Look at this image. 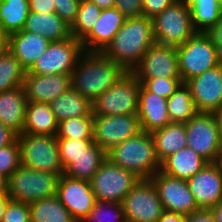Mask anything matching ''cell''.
<instances>
[{"label":"cell","instance_id":"obj_1","mask_svg":"<svg viewBox=\"0 0 222 222\" xmlns=\"http://www.w3.org/2000/svg\"><path fill=\"white\" fill-rule=\"evenodd\" d=\"M127 72L103 52L84 51L71 74V87L92 103Z\"/></svg>","mask_w":222,"mask_h":222},{"label":"cell","instance_id":"obj_2","mask_svg":"<svg viewBox=\"0 0 222 222\" xmlns=\"http://www.w3.org/2000/svg\"><path fill=\"white\" fill-rule=\"evenodd\" d=\"M155 43L152 18L146 16L126 18L103 53L114 63L132 72Z\"/></svg>","mask_w":222,"mask_h":222},{"label":"cell","instance_id":"obj_3","mask_svg":"<svg viewBox=\"0 0 222 222\" xmlns=\"http://www.w3.org/2000/svg\"><path fill=\"white\" fill-rule=\"evenodd\" d=\"M115 165L134 172L141 179H150L161 169L151 133L142 131L124 140L106 153Z\"/></svg>","mask_w":222,"mask_h":222},{"label":"cell","instance_id":"obj_4","mask_svg":"<svg viewBox=\"0 0 222 222\" xmlns=\"http://www.w3.org/2000/svg\"><path fill=\"white\" fill-rule=\"evenodd\" d=\"M60 175L18 167L7 178L6 195L10 200L30 204L57 194Z\"/></svg>","mask_w":222,"mask_h":222},{"label":"cell","instance_id":"obj_5","mask_svg":"<svg viewBox=\"0 0 222 222\" xmlns=\"http://www.w3.org/2000/svg\"><path fill=\"white\" fill-rule=\"evenodd\" d=\"M153 34L157 44L179 46L196 31L192 25L191 12L186 0H176L152 18Z\"/></svg>","mask_w":222,"mask_h":222},{"label":"cell","instance_id":"obj_6","mask_svg":"<svg viewBox=\"0 0 222 222\" xmlns=\"http://www.w3.org/2000/svg\"><path fill=\"white\" fill-rule=\"evenodd\" d=\"M176 50L183 83L222 62L211 39L204 32H196L184 44L177 46Z\"/></svg>","mask_w":222,"mask_h":222},{"label":"cell","instance_id":"obj_7","mask_svg":"<svg viewBox=\"0 0 222 222\" xmlns=\"http://www.w3.org/2000/svg\"><path fill=\"white\" fill-rule=\"evenodd\" d=\"M17 141L22 166L60 176L64 174L56 136L23 133L17 136Z\"/></svg>","mask_w":222,"mask_h":222},{"label":"cell","instance_id":"obj_8","mask_svg":"<svg viewBox=\"0 0 222 222\" xmlns=\"http://www.w3.org/2000/svg\"><path fill=\"white\" fill-rule=\"evenodd\" d=\"M140 82L127 72L112 87L92 102L93 115H127L138 113Z\"/></svg>","mask_w":222,"mask_h":222},{"label":"cell","instance_id":"obj_9","mask_svg":"<svg viewBox=\"0 0 222 222\" xmlns=\"http://www.w3.org/2000/svg\"><path fill=\"white\" fill-rule=\"evenodd\" d=\"M140 180L134 172L123 169L106 158L90 182L97 201L122 203Z\"/></svg>","mask_w":222,"mask_h":222},{"label":"cell","instance_id":"obj_10","mask_svg":"<svg viewBox=\"0 0 222 222\" xmlns=\"http://www.w3.org/2000/svg\"><path fill=\"white\" fill-rule=\"evenodd\" d=\"M83 52L81 41L73 36L50 42L29 72L37 75L72 74Z\"/></svg>","mask_w":222,"mask_h":222},{"label":"cell","instance_id":"obj_11","mask_svg":"<svg viewBox=\"0 0 222 222\" xmlns=\"http://www.w3.org/2000/svg\"><path fill=\"white\" fill-rule=\"evenodd\" d=\"M137 113L93 115V143L106 153L124 140L142 132Z\"/></svg>","mask_w":222,"mask_h":222},{"label":"cell","instance_id":"obj_12","mask_svg":"<svg viewBox=\"0 0 222 222\" xmlns=\"http://www.w3.org/2000/svg\"><path fill=\"white\" fill-rule=\"evenodd\" d=\"M125 222H157L164 208L151 179H141L124 197Z\"/></svg>","mask_w":222,"mask_h":222},{"label":"cell","instance_id":"obj_13","mask_svg":"<svg viewBox=\"0 0 222 222\" xmlns=\"http://www.w3.org/2000/svg\"><path fill=\"white\" fill-rule=\"evenodd\" d=\"M187 147L192 148L208 163L222 147L217 120L213 113L198 112L185 123Z\"/></svg>","mask_w":222,"mask_h":222},{"label":"cell","instance_id":"obj_14","mask_svg":"<svg viewBox=\"0 0 222 222\" xmlns=\"http://www.w3.org/2000/svg\"><path fill=\"white\" fill-rule=\"evenodd\" d=\"M150 179L157 189L164 210L188 215L200 209L187 180L169 176L160 170Z\"/></svg>","mask_w":222,"mask_h":222},{"label":"cell","instance_id":"obj_15","mask_svg":"<svg viewBox=\"0 0 222 222\" xmlns=\"http://www.w3.org/2000/svg\"><path fill=\"white\" fill-rule=\"evenodd\" d=\"M56 196L77 222L87 217L97 201L90 181L73 179L64 174L59 178Z\"/></svg>","mask_w":222,"mask_h":222},{"label":"cell","instance_id":"obj_16","mask_svg":"<svg viewBox=\"0 0 222 222\" xmlns=\"http://www.w3.org/2000/svg\"><path fill=\"white\" fill-rule=\"evenodd\" d=\"M197 112L214 113L222 107V62L185 83Z\"/></svg>","mask_w":222,"mask_h":222},{"label":"cell","instance_id":"obj_17","mask_svg":"<svg viewBox=\"0 0 222 222\" xmlns=\"http://www.w3.org/2000/svg\"><path fill=\"white\" fill-rule=\"evenodd\" d=\"M132 73L137 78H180L176 47L155 43Z\"/></svg>","mask_w":222,"mask_h":222},{"label":"cell","instance_id":"obj_18","mask_svg":"<svg viewBox=\"0 0 222 222\" xmlns=\"http://www.w3.org/2000/svg\"><path fill=\"white\" fill-rule=\"evenodd\" d=\"M23 87L28 102L50 103L71 88V74L37 75L26 71Z\"/></svg>","mask_w":222,"mask_h":222},{"label":"cell","instance_id":"obj_19","mask_svg":"<svg viewBox=\"0 0 222 222\" xmlns=\"http://www.w3.org/2000/svg\"><path fill=\"white\" fill-rule=\"evenodd\" d=\"M187 182L200 209H211L222 201V175L212 163H207Z\"/></svg>","mask_w":222,"mask_h":222},{"label":"cell","instance_id":"obj_20","mask_svg":"<svg viewBox=\"0 0 222 222\" xmlns=\"http://www.w3.org/2000/svg\"><path fill=\"white\" fill-rule=\"evenodd\" d=\"M126 17L117 9H102L91 32L81 41L84 51L103 52L124 24Z\"/></svg>","mask_w":222,"mask_h":222},{"label":"cell","instance_id":"obj_21","mask_svg":"<svg viewBox=\"0 0 222 222\" xmlns=\"http://www.w3.org/2000/svg\"><path fill=\"white\" fill-rule=\"evenodd\" d=\"M138 118L143 131L153 133L169 124L167 99L148 91L141 83L139 90Z\"/></svg>","mask_w":222,"mask_h":222},{"label":"cell","instance_id":"obj_22","mask_svg":"<svg viewBox=\"0 0 222 222\" xmlns=\"http://www.w3.org/2000/svg\"><path fill=\"white\" fill-rule=\"evenodd\" d=\"M49 44L48 39L23 29L9 35L8 49L19 60L21 67L29 71Z\"/></svg>","mask_w":222,"mask_h":222},{"label":"cell","instance_id":"obj_23","mask_svg":"<svg viewBox=\"0 0 222 222\" xmlns=\"http://www.w3.org/2000/svg\"><path fill=\"white\" fill-rule=\"evenodd\" d=\"M27 103L23 86L0 92V121L17 136L23 134Z\"/></svg>","mask_w":222,"mask_h":222},{"label":"cell","instance_id":"obj_24","mask_svg":"<svg viewBox=\"0 0 222 222\" xmlns=\"http://www.w3.org/2000/svg\"><path fill=\"white\" fill-rule=\"evenodd\" d=\"M24 30L36 33L50 42L62 41L72 36L70 26L55 12H30L26 19Z\"/></svg>","mask_w":222,"mask_h":222},{"label":"cell","instance_id":"obj_25","mask_svg":"<svg viewBox=\"0 0 222 222\" xmlns=\"http://www.w3.org/2000/svg\"><path fill=\"white\" fill-rule=\"evenodd\" d=\"M208 162L192 148L185 147L169 155L161 162L160 171L183 180H188Z\"/></svg>","mask_w":222,"mask_h":222},{"label":"cell","instance_id":"obj_26","mask_svg":"<svg viewBox=\"0 0 222 222\" xmlns=\"http://www.w3.org/2000/svg\"><path fill=\"white\" fill-rule=\"evenodd\" d=\"M57 131L58 121L50 109L49 103H27L23 133L56 136Z\"/></svg>","mask_w":222,"mask_h":222},{"label":"cell","instance_id":"obj_27","mask_svg":"<svg viewBox=\"0 0 222 222\" xmlns=\"http://www.w3.org/2000/svg\"><path fill=\"white\" fill-rule=\"evenodd\" d=\"M58 122L80 116H93L92 103L72 87L49 103Z\"/></svg>","mask_w":222,"mask_h":222},{"label":"cell","instance_id":"obj_28","mask_svg":"<svg viewBox=\"0 0 222 222\" xmlns=\"http://www.w3.org/2000/svg\"><path fill=\"white\" fill-rule=\"evenodd\" d=\"M151 135L160 162L169 155L187 147L185 123L170 122L162 129L151 133Z\"/></svg>","mask_w":222,"mask_h":222},{"label":"cell","instance_id":"obj_29","mask_svg":"<svg viewBox=\"0 0 222 222\" xmlns=\"http://www.w3.org/2000/svg\"><path fill=\"white\" fill-rule=\"evenodd\" d=\"M106 158V152L93 143L84 154L73 159V162L64 169V175L73 179L91 181Z\"/></svg>","mask_w":222,"mask_h":222},{"label":"cell","instance_id":"obj_30","mask_svg":"<svg viewBox=\"0 0 222 222\" xmlns=\"http://www.w3.org/2000/svg\"><path fill=\"white\" fill-rule=\"evenodd\" d=\"M31 222H77L55 195L29 204Z\"/></svg>","mask_w":222,"mask_h":222},{"label":"cell","instance_id":"obj_31","mask_svg":"<svg viewBox=\"0 0 222 222\" xmlns=\"http://www.w3.org/2000/svg\"><path fill=\"white\" fill-rule=\"evenodd\" d=\"M29 13V0H2L0 2L1 30L8 36L23 30Z\"/></svg>","mask_w":222,"mask_h":222},{"label":"cell","instance_id":"obj_32","mask_svg":"<svg viewBox=\"0 0 222 222\" xmlns=\"http://www.w3.org/2000/svg\"><path fill=\"white\" fill-rule=\"evenodd\" d=\"M196 32H207L222 16L220 0H186Z\"/></svg>","mask_w":222,"mask_h":222},{"label":"cell","instance_id":"obj_33","mask_svg":"<svg viewBox=\"0 0 222 222\" xmlns=\"http://www.w3.org/2000/svg\"><path fill=\"white\" fill-rule=\"evenodd\" d=\"M167 110L170 121L177 123H186L198 113L190 88L185 83H182L167 99Z\"/></svg>","mask_w":222,"mask_h":222},{"label":"cell","instance_id":"obj_34","mask_svg":"<svg viewBox=\"0 0 222 222\" xmlns=\"http://www.w3.org/2000/svg\"><path fill=\"white\" fill-rule=\"evenodd\" d=\"M25 72L19 60L7 49L0 55V92L23 86Z\"/></svg>","mask_w":222,"mask_h":222},{"label":"cell","instance_id":"obj_35","mask_svg":"<svg viewBox=\"0 0 222 222\" xmlns=\"http://www.w3.org/2000/svg\"><path fill=\"white\" fill-rule=\"evenodd\" d=\"M102 9L88 0H81L78 13L73 25L70 27L71 35L82 41L93 29Z\"/></svg>","mask_w":222,"mask_h":222},{"label":"cell","instance_id":"obj_36","mask_svg":"<svg viewBox=\"0 0 222 222\" xmlns=\"http://www.w3.org/2000/svg\"><path fill=\"white\" fill-rule=\"evenodd\" d=\"M56 138L93 139V116L73 117L58 122Z\"/></svg>","mask_w":222,"mask_h":222},{"label":"cell","instance_id":"obj_37","mask_svg":"<svg viewBox=\"0 0 222 222\" xmlns=\"http://www.w3.org/2000/svg\"><path fill=\"white\" fill-rule=\"evenodd\" d=\"M82 222H125L123 204L96 201L95 206Z\"/></svg>","mask_w":222,"mask_h":222},{"label":"cell","instance_id":"obj_38","mask_svg":"<svg viewBox=\"0 0 222 222\" xmlns=\"http://www.w3.org/2000/svg\"><path fill=\"white\" fill-rule=\"evenodd\" d=\"M59 154L63 168L65 169L73 159L84 154L87 148L93 144V139L72 140L67 138H57Z\"/></svg>","mask_w":222,"mask_h":222},{"label":"cell","instance_id":"obj_39","mask_svg":"<svg viewBox=\"0 0 222 222\" xmlns=\"http://www.w3.org/2000/svg\"><path fill=\"white\" fill-rule=\"evenodd\" d=\"M148 90L160 97L168 99L176 89L183 83L181 78H137Z\"/></svg>","mask_w":222,"mask_h":222},{"label":"cell","instance_id":"obj_40","mask_svg":"<svg viewBox=\"0 0 222 222\" xmlns=\"http://www.w3.org/2000/svg\"><path fill=\"white\" fill-rule=\"evenodd\" d=\"M20 166V147L17 139L12 144L0 147V173L8 178Z\"/></svg>","mask_w":222,"mask_h":222},{"label":"cell","instance_id":"obj_41","mask_svg":"<svg viewBox=\"0 0 222 222\" xmlns=\"http://www.w3.org/2000/svg\"><path fill=\"white\" fill-rule=\"evenodd\" d=\"M1 222H31L29 204L9 200Z\"/></svg>","mask_w":222,"mask_h":222},{"label":"cell","instance_id":"obj_42","mask_svg":"<svg viewBox=\"0 0 222 222\" xmlns=\"http://www.w3.org/2000/svg\"><path fill=\"white\" fill-rule=\"evenodd\" d=\"M55 13L70 27L73 25L81 0H53Z\"/></svg>","mask_w":222,"mask_h":222},{"label":"cell","instance_id":"obj_43","mask_svg":"<svg viewBox=\"0 0 222 222\" xmlns=\"http://www.w3.org/2000/svg\"><path fill=\"white\" fill-rule=\"evenodd\" d=\"M115 8L126 18L142 16L143 0H115Z\"/></svg>","mask_w":222,"mask_h":222},{"label":"cell","instance_id":"obj_44","mask_svg":"<svg viewBox=\"0 0 222 222\" xmlns=\"http://www.w3.org/2000/svg\"><path fill=\"white\" fill-rule=\"evenodd\" d=\"M176 0H143L142 16L153 18Z\"/></svg>","mask_w":222,"mask_h":222},{"label":"cell","instance_id":"obj_45","mask_svg":"<svg viewBox=\"0 0 222 222\" xmlns=\"http://www.w3.org/2000/svg\"><path fill=\"white\" fill-rule=\"evenodd\" d=\"M220 58L222 59V16L207 32Z\"/></svg>","mask_w":222,"mask_h":222},{"label":"cell","instance_id":"obj_46","mask_svg":"<svg viewBox=\"0 0 222 222\" xmlns=\"http://www.w3.org/2000/svg\"><path fill=\"white\" fill-rule=\"evenodd\" d=\"M185 222H216L210 209H198L185 215Z\"/></svg>","mask_w":222,"mask_h":222},{"label":"cell","instance_id":"obj_47","mask_svg":"<svg viewBox=\"0 0 222 222\" xmlns=\"http://www.w3.org/2000/svg\"><path fill=\"white\" fill-rule=\"evenodd\" d=\"M53 2V0H29L30 12H55V5Z\"/></svg>","mask_w":222,"mask_h":222},{"label":"cell","instance_id":"obj_48","mask_svg":"<svg viewBox=\"0 0 222 222\" xmlns=\"http://www.w3.org/2000/svg\"><path fill=\"white\" fill-rule=\"evenodd\" d=\"M16 139L17 135L0 121V147L12 144Z\"/></svg>","mask_w":222,"mask_h":222},{"label":"cell","instance_id":"obj_49","mask_svg":"<svg viewBox=\"0 0 222 222\" xmlns=\"http://www.w3.org/2000/svg\"><path fill=\"white\" fill-rule=\"evenodd\" d=\"M157 222H185V215L164 210Z\"/></svg>","mask_w":222,"mask_h":222},{"label":"cell","instance_id":"obj_50","mask_svg":"<svg viewBox=\"0 0 222 222\" xmlns=\"http://www.w3.org/2000/svg\"><path fill=\"white\" fill-rule=\"evenodd\" d=\"M95 3L100 9H112L115 8V0H88Z\"/></svg>","mask_w":222,"mask_h":222},{"label":"cell","instance_id":"obj_51","mask_svg":"<svg viewBox=\"0 0 222 222\" xmlns=\"http://www.w3.org/2000/svg\"><path fill=\"white\" fill-rule=\"evenodd\" d=\"M9 44V36L0 28V55H2L7 49Z\"/></svg>","mask_w":222,"mask_h":222},{"label":"cell","instance_id":"obj_52","mask_svg":"<svg viewBox=\"0 0 222 222\" xmlns=\"http://www.w3.org/2000/svg\"><path fill=\"white\" fill-rule=\"evenodd\" d=\"M210 210L213 213L216 222H222V201L216 206L212 207Z\"/></svg>","mask_w":222,"mask_h":222},{"label":"cell","instance_id":"obj_53","mask_svg":"<svg viewBox=\"0 0 222 222\" xmlns=\"http://www.w3.org/2000/svg\"><path fill=\"white\" fill-rule=\"evenodd\" d=\"M212 164L216 167L218 172L222 175V147L215 155V158L212 161Z\"/></svg>","mask_w":222,"mask_h":222},{"label":"cell","instance_id":"obj_54","mask_svg":"<svg viewBox=\"0 0 222 222\" xmlns=\"http://www.w3.org/2000/svg\"><path fill=\"white\" fill-rule=\"evenodd\" d=\"M9 200H10V198L6 194L0 195V222L2 220V216L4 214V210L7 205V202Z\"/></svg>","mask_w":222,"mask_h":222},{"label":"cell","instance_id":"obj_55","mask_svg":"<svg viewBox=\"0 0 222 222\" xmlns=\"http://www.w3.org/2000/svg\"><path fill=\"white\" fill-rule=\"evenodd\" d=\"M213 114L215 115V118L217 120L219 133L222 141V107L216 110Z\"/></svg>","mask_w":222,"mask_h":222},{"label":"cell","instance_id":"obj_56","mask_svg":"<svg viewBox=\"0 0 222 222\" xmlns=\"http://www.w3.org/2000/svg\"><path fill=\"white\" fill-rule=\"evenodd\" d=\"M7 192V178L0 173V195H4Z\"/></svg>","mask_w":222,"mask_h":222}]
</instances>
